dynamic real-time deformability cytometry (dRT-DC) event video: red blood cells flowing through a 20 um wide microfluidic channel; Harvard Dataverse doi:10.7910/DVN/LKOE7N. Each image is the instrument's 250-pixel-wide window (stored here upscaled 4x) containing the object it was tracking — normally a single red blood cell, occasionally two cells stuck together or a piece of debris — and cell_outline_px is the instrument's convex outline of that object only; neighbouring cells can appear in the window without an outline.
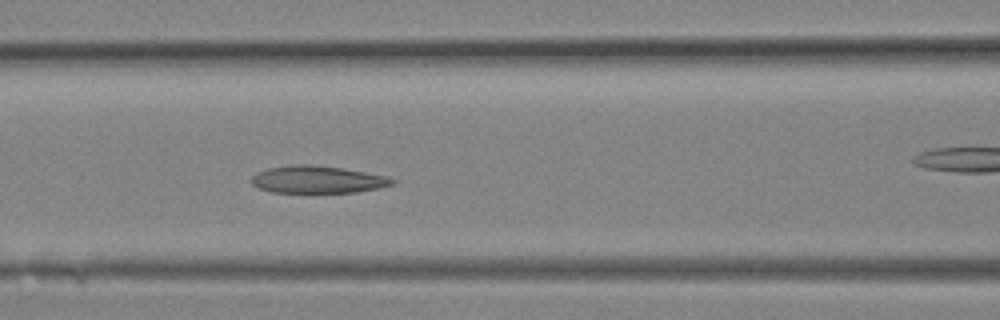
{"species": "Egyptian fruit bat (a non-hibernating species)", "species_latin": "Rousettus aegyptiacus", "temperature_condition": "room temperature", "stored_images_in_passage": 11, "segment_of_instrument_passage": [1, 2], "camera_frame_rate_fps": 3000, "um_per_image_px": 0.085, "animal": {"sex": "female"}, "frame": {"image": 1, "passage_image": 10, "time_ms": 3.0, "image_size_px": [1000, 320], "cell_outline_px": [[396, 184], [380, 188], [356, 192], [272, 192], [260, 188], [252, 184], [252, 176], [256, 172], [268, 168], [292, 164], [308, 164], [344, 168], [388, 176], [396, 180]], "centroid_in_image_um": [27.04, 15.25], "position_along_channel_um": 139.6, "area_um2": 22.54}}